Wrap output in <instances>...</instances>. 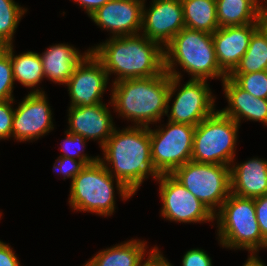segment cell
I'll return each instance as SVG.
<instances>
[{"instance_id":"cell-1","label":"cell","mask_w":267,"mask_h":266,"mask_svg":"<svg viewBox=\"0 0 267 266\" xmlns=\"http://www.w3.org/2000/svg\"><path fill=\"white\" fill-rule=\"evenodd\" d=\"M102 150L104 157H99V161L116 178V189L125 201L136 193L149 175L155 180L160 175L151 160L149 127L115 128Z\"/></svg>"},{"instance_id":"cell-2","label":"cell","mask_w":267,"mask_h":266,"mask_svg":"<svg viewBox=\"0 0 267 266\" xmlns=\"http://www.w3.org/2000/svg\"><path fill=\"white\" fill-rule=\"evenodd\" d=\"M89 49L102 63L108 77L116 74L113 83L124 79L149 78L164 71V47L141 34L111 36Z\"/></svg>"},{"instance_id":"cell-3","label":"cell","mask_w":267,"mask_h":266,"mask_svg":"<svg viewBox=\"0 0 267 266\" xmlns=\"http://www.w3.org/2000/svg\"><path fill=\"white\" fill-rule=\"evenodd\" d=\"M169 86L170 75L165 70L149 78L120 80L112 84L109 103L134 126L149 127L167 113Z\"/></svg>"},{"instance_id":"cell-4","label":"cell","mask_w":267,"mask_h":266,"mask_svg":"<svg viewBox=\"0 0 267 266\" xmlns=\"http://www.w3.org/2000/svg\"><path fill=\"white\" fill-rule=\"evenodd\" d=\"M177 65L191 75L190 79L223 81L227 77L217 63L212 34L203 31L183 28L164 47V70L182 78Z\"/></svg>"},{"instance_id":"cell-5","label":"cell","mask_w":267,"mask_h":266,"mask_svg":"<svg viewBox=\"0 0 267 266\" xmlns=\"http://www.w3.org/2000/svg\"><path fill=\"white\" fill-rule=\"evenodd\" d=\"M214 218L223 248L244 249L250 254L267 248V240L262 236L256 218L254 199L230 193Z\"/></svg>"},{"instance_id":"cell-6","label":"cell","mask_w":267,"mask_h":266,"mask_svg":"<svg viewBox=\"0 0 267 266\" xmlns=\"http://www.w3.org/2000/svg\"><path fill=\"white\" fill-rule=\"evenodd\" d=\"M239 124L219 110L195 128L191 161L230 166L234 164Z\"/></svg>"},{"instance_id":"cell-7","label":"cell","mask_w":267,"mask_h":266,"mask_svg":"<svg viewBox=\"0 0 267 266\" xmlns=\"http://www.w3.org/2000/svg\"><path fill=\"white\" fill-rule=\"evenodd\" d=\"M114 177L99 160L73 178L69 205L75 211L111 216L115 211Z\"/></svg>"},{"instance_id":"cell-8","label":"cell","mask_w":267,"mask_h":266,"mask_svg":"<svg viewBox=\"0 0 267 266\" xmlns=\"http://www.w3.org/2000/svg\"><path fill=\"white\" fill-rule=\"evenodd\" d=\"M172 175L213 214L231 193L230 166L188 161Z\"/></svg>"},{"instance_id":"cell-9","label":"cell","mask_w":267,"mask_h":266,"mask_svg":"<svg viewBox=\"0 0 267 266\" xmlns=\"http://www.w3.org/2000/svg\"><path fill=\"white\" fill-rule=\"evenodd\" d=\"M157 129L149 127L151 160L159 174H172L191 161L196 126L167 121Z\"/></svg>"},{"instance_id":"cell-10","label":"cell","mask_w":267,"mask_h":266,"mask_svg":"<svg viewBox=\"0 0 267 266\" xmlns=\"http://www.w3.org/2000/svg\"><path fill=\"white\" fill-rule=\"evenodd\" d=\"M180 80L179 77L170 76L166 113L168 121L197 126L216 112V97L212 95L207 80L190 79L178 90ZM174 95L176 96L170 107L169 103Z\"/></svg>"},{"instance_id":"cell-11","label":"cell","mask_w":267,"mask_h":266,"mask_svg":"<svg viewBox=\"0 0 267 266\" xmlns=\"http://www.w3.org/2000/svg\"><path fill=\"white\" fill-rule=\"evenodd\" d=\"M162 201L161 216L183 223L212 222L214 214L172 174H160L156 179Z\"/></svg>"},{"instance_id":"cell-12","label":"cell","mask_w":267,"mask_h":266,"mask_svg":"<svg viewBox=\"0 0 267 266\" xmlns=\"http://www.w3.org/2000/svg\"><path fill=\"white\" fill-rule=\"evenodd\" d=\"M109 81L102 63L90 51L68 80L70 107L101 104Z\"/></svg>"},{"instance_id":"cell-13","label":"cell","mask_w":267,"mask_h":266,"mask_svg":"<svg viewBox=\"0 0 267 266\" xmlns=\"http://www.w3.org/2000/svg\"><path fill=\"white\" fill-rule=\"evenodd\" d=\"M45 93H28L14 109L12 137L34 141L54 129L51 106Z\"/></svg>"},{"instance_id":"cell-14","label":"cell","mask_w":267,"mask_h":266,"mask_svg":"<svg viewBox=\"0 0 267 266\" xmlns=\"http://www.w3.org/2000/svg\"><path fill=\"white\" fill-rule=\"evenodd\" d=\"M145 2L144 0L141 35L165 47L181 29L185 28L182 2L152 0L149 9H146Z\"/></svg>"},{"instance_id":"cell-15","label":"cell","mask_w":267,"mask_h":266,"mask_svg":"<svg viewBox=\"0 0 267 266\" xmlns=\"http://www.w3.org/2000/svg\"><path fill=\"white\" fill-rule=\"evenodd\" d=\"M144 0H109L89 17L112 37L141 33Z\"/></svg>"},{"instance_id":"cell-16","label":"cell","mask_w":267,"mask_h":266,"mask_svg":"<svg viewBox=\"0 0 267 266\" xmlns=\"http://www.w3.org/2000/svg\"><path fill=\"white\" fill-rule=\"evenodd\" d=\"M108 105L69 107L67 132L82 135L86 140H98L101 148L115 130ZM100 140V141H99Z\"/></svg>"},{"instance_id":"cell-17","label":"cell","mask_w":267,"mask_h":266,"mask_svg":"<svg viewBox=\"0 0 267 266\" xmlns=\"http://www.w3.org/2000/svg\"><path fill=\"white\" fill-rule=\"evenodd\" d=\"M261 24L219 27L212 34L217 63L227 76L246 53L252 34Z\"/></svg>"},{"instance_id":"cell-18","label":"cell","mask_w":267,"mask_h":266,"mask_svg":"<svg viewBox=\"0 0 267 266\" xmlns=\"http://www.w3.org/2000/svg\"><path fill=\"white\" fill-rule=\"evenodd\" d=\"M227 108L219 110L239 125L241 119L259 121L267 126V99L257 98L238 87L230 78L222 81Z\"/></svg>"},{"instance_id":"cell-19","label":"cell","mask_w":267,"mask_h":266,"mask_svg":"<svg viewBox=\"0 0 267 266\" xmlns=\"http://www.w3.org/2000/svg\"><path fill=\"white\" fill-rule=\"evenodd\" d=\"M231 193L248 198L267 194V160L253 158L230 165Z\"/></svg>"},{"instance_id":"cell-20","label":"cell","mask_w":267,"mask_h":266,"mask_svg":"<svg viewBox=\"0 0 267 266\" xmlns=\"http://www.w3.org/2000/svg\"><path fill=\"white\" fill-rule=\"evenodd\" d=\"M87 52L81 53L75 47L68 44H55L39 54L42 60L44 76L59 85H66L76 66L87 56Z\"/></svg>"},{"instance_id":"cell-21","label":"cell","mask_w":267,"mask_h":266,"mask_svg":"<svg viewBox=\"0 0 267 266\" xmlns=\"http://www.w3.org/2000/svg\"><path fill=\"white\" fill-rule=\"evenodd\" d=\"M146 242L131 239L95 254L83 266H138L146 256Z\"/></svg>"},{"instance_id":"cell-22","label":"cell","mask_w":267,"mask_h":266,"mask_svg":"<svg viewBox=\"0 0 267 266\" xmlns=\"http://www.w3.org/2000/svg\"><path fill=\"white\" fill-rule=\"evenodd\" d=\"M3 48L10 54L14 82L17 80L25 87H33L31 93H45L42 88L35 89L36 85L45 78L40 55L33 51L14 55L13 45Z\"/></svg>"},{"instance_id":"cell-23","label":"cell","mask_w":267,"mask_h":266,"mask_svg":"<svg viewBox=\"0 0 267 266\" xmlns=\"http://www.w3.org/2000/svg\"><path fill=\"white\" fill-rule=\"evenodd\" d=\"M219 27L263 23L264 16L249 0H216Z\"/></svg>"},{"instance_id":"cell-24","label":"cell","mask_w":267,"mask_h":266,"mask_svg":"<svg viewBox=\"0 0 267 266\" xmlns=\"http://www.w3.org/2000/svg\"><path fill=\"white\" fill-rule=\"evenodd\" d=\"M185 28L213 34L218 28L216 0H181Z\"/></svg>"},{"instance_id":"cell-25","label":"cell","mask_w":267,"mask_h":266,"mask_svg":"<svg viewBox=\"0 0 267 266\" xmlns=\"http://www.w3.org/2000/svg\"><path fill=\"white\" fill-rule=\"evenodd\" d=\"M267 70V19L252 34L246 53L230 74Z\"/></svg>"},{"instance_id":"cell-26","label":"cell","mask_w":267,"mask_h":266,"mask_svg":"<svg viewBox=\"0 0 267 266\" xmlns=\"http://www.w3.org/2000/svg\"><path fill=\"white\" fill-rule=\"evenodd\" d=\"M27 9L14 0H0V47L13 45L14 33Z\"/></svg>"},{"instance_id":"cell-27","label":"cell","mask_w":267,"mask_h":266,"mask_svg":"<svg viewBox=\"0 0 267 266\" xmlns=\"http://www.w3.org/2000/svg\"><path fill=\"white\" fill-rule=\"evenodd\" d=\"M227 77L254 97L267 99V70L246 74H229Z\"/></svg>"},{"instance_id":"cell-28","label":"cell","mask_w":267,"mask_h":266,"mask_svg":"<svg viewBox=\"0 0 267 266\" xmlns=\"http://www.w3.org/2000/svg\"><path fill=\"white\" fill-rule=\"evenodd\" d=\"M65 133L67 137L63 140L60 149L63 151V154L59 157H69L78 161H83L86 165L96 163L99 160V156L90 157L83 153L87 140L82 135L67 131H65Z\"/></svg>"},{"instance_id":"cell-29","label":"cell","mask_w":267,"mask_h":266,"mask_svg":"<svg viewBox=\"0 0 267 266\" xmlns=\"http://www.w3.org/2000/svg\"><path fill=\"white\" fill-rule=\"evenodd\" d=\"M13 71L10 54L0 47V101L14 99L13 97Z\"/></svg>"},{"instance_id":"cell-30","label":"cell","mask_w":267,"mask_h":266,"mask_svg":"<svg viewBox=\"0 0 267 266\" xmlns=\"http://www.w3.org/2000/svg\"><path fill=\"white\" fill-rule=\"evenodd\" d=\"M15 99L0 101V140L12 137V123L14 108L12 103Z\"/></svg>"},{"instance_id":"cell-31","label":"cell","mask_w":267,"mask_h":266,"mask_svg":"<svg viewBox=\"0 0 267 266\" xmlns=\"http://www.w3.org/2000/svg\"><path fill=\"white\" fill-rule=\"evenodd\" d=\"M56 161L53 170H55L56 173L59 172L62 174L64 180L66 177L73 180V178L86 167L83 161H78L69 157H58Z\"/></svg>"},{"instance_id":"cell-32","label":"cell","mask_w":267,"mask_h":266,"mask_svg":"<svg viewBox=\"0 0 267 266\" xmlns=\"http://www.w3.org/2000/svg\"><path fill=\"white\" fill-rule=\"evenodd\" d=\"M182 266H212V259L203 249L193 248L184 254Z\"/></svg>"},{"instance_id":"cell-33","label":"cell","mask_w":267,"mask_h":266,"mask_svg":"<svg viewBox=\"0 0 267 266\" xmlns=\"http://www.w3.org/2000/svg\"><path fill=\"white\" fill-rule=\"evenodd\" d=\"M254 206L261 234L267 240V194L255 198Z\"/></svg>"},{"instance_id":"cell-34","label":"cell","mask_w":267,"mask_h":266,"mask_svg":"<svg viewBox=\"0 0 267 266\" xmlns=\"http://www.w3.org/2000/svg\"><path fill=\"white\" fill-rule=\"evenodd\" d=\"M0 266H21L13 248L0 240Z\"/></svg>"},{"instance_id":"cell-35","label":"cell","mask_w":267,"mask_h":266,"mask_svg":"<svg viewBox=\"0 0 267 266\" xmlns=\"http://www.w3.org/2000/svg\"><path fill=\"white\" fill-rule=\"evenodd\" d=\"M147 254L148 258L142 259L138 266H173L158 250V247H153Z\"/></svg>"},{"instance_id":"cell-36","label":"cell","mask_w":267,"mask_h":266,"mask_svg":"<svg viewBox=\"0 0 267 266\" xmlns=\"http://www.w3.org/2000/svg\"><path fill=\"white\" fill-rule=\"evenodd\" d=\"M81 8H84L88 16L105 5L109 0H74Z\"/></svg>"},{"instance_id":"cell-37","label":"cell","mask_w":267,"mask_h":266,"mask_svg":"<svg viewBox=\"0 0 267 266\" xmlns=\"http://www.w3.org/2000/svg\"><path fill=\"white\" fill-rule=\"evenodd\" d=\"M257 256V253H252L243 266H266L265 263Z\"/></svg>"},{"instance_id":"cell-38","label":"cell","mask_w":267,"mask_h":266,"mask_svg":"<svg viewBox=\"0 0 267 266\" xmlns=\"http://www.w3.org/2000/svg\"><path fill=\"white\" fill-rule=\"evenodd\" d=\"M264 16H267V0L264 2L266 3L265 5L260 3V0H249Z\"/></svg>"}]
</instances>
